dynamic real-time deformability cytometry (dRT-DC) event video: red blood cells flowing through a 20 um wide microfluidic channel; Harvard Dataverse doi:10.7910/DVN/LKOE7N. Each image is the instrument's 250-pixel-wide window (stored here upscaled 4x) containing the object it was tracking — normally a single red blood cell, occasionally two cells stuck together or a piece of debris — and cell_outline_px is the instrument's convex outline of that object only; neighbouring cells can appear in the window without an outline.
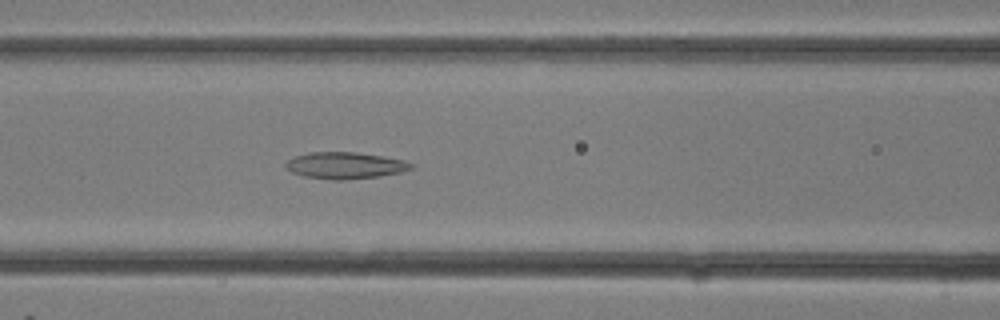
{"species": "common noctule bat (a hibernating species)", "species_latin": "Nyctalus noctula", "temperature_condition": "room temperature", "stored_images_in_passage": 29, "camera_frame_rate_fps": 3000, "um_per_image_px": 0.085, "animal": {"sex": "female"}, "frame": {"image": 1, "passage_image": 12, "time_ms": 3.667, "image_size_px": [1000, 320], "cell_outline_px": [[416, 164], [412, 168], [400, 172], [380, 176], [344, 180], [332, 180], [304, 176], [292, 172], [284, 164], [292, 156], [308, 152], [356, 152], [384, 156], [404, 160]], "centroid_in_image_um": [29.34, 14.05], "position_along_channel_um": 137.3, "area_um2": 19.59}}
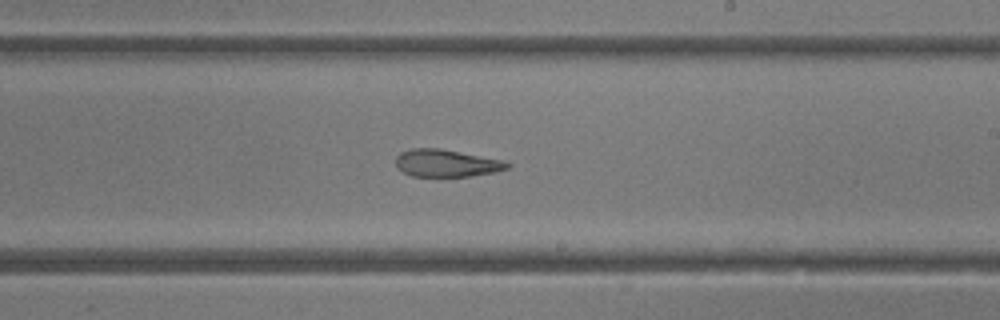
{"frame": {"image": 2, "passage_image": 17, "time_ms": 5.333, "image_size_px": [1000, 320], "cell_outline_px": [[512, 164], [508, 168], [496, 172], [468, 176], [412, 176], [396, 168], [396, 156], [400, 152], [412, 148], [440, 148], [504, 160]], "centroid_in_image_um": [37.95, 13.86], "position_along_channel_um": 251.1, "area_um2": 17.86}}
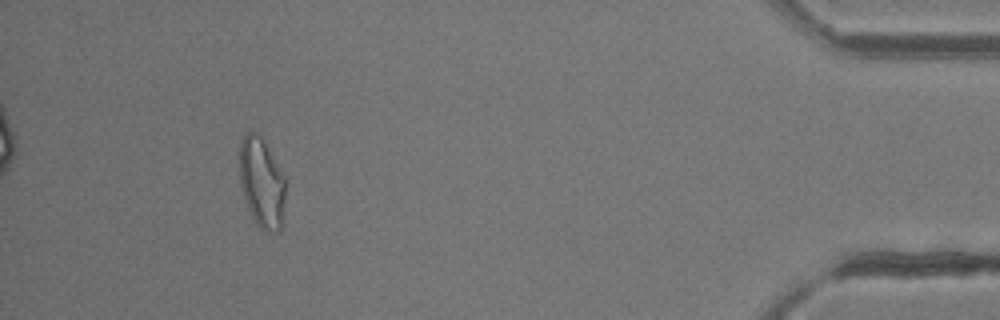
{"frame": {"image": 3, "passage_image": 27, "time_ms": 8.667, "image_size_px": [1000, 320], "cell_outline_px": [[284, 228], [276, 232], [268, 232], [260, 228], [256, 224], [248, 208], [240, 184], [240, 140], [248, 132], [252, 132], [260, 136], [264, 140], [284, 176]], "centroid_in_image_um": [22.26, 15.59], "position_along_channel_um": 412.9, "area_um2": 24.1}}